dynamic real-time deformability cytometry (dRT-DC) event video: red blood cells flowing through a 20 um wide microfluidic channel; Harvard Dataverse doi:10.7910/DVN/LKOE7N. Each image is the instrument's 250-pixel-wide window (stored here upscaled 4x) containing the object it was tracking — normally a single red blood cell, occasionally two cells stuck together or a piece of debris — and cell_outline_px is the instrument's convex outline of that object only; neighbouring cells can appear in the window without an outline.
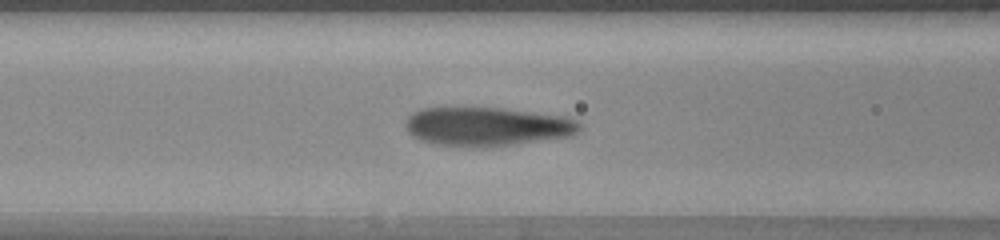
{"species": "human", "species_latin": "Homo sapiens", "temperature_condition": "warm", "stored_images_in_passage": 38, "camera_frame_rate_fps": 3000, "um_per_image_px": 0.085, "donor": {"sex": "female"}, "frame": {"image": 1, "passage_image": 9, "time_ms": 2.667, "image_size_px": [1000, 240], "cell_outline_px": [[580, 132], [572, 136], [488, 148], [476, 148], [432, 144], [420, 140], [412, 136], [408, 132], [404, 124], [408, 116], [412, 112], [424, 108], [444, 104], [504, 108], [568, 116], [576, 120], [580, 124]], "centroid_in_image_um": [41.34, 10.72], "position_along_channel_um": 125.3, "area_um2": 41.33}}
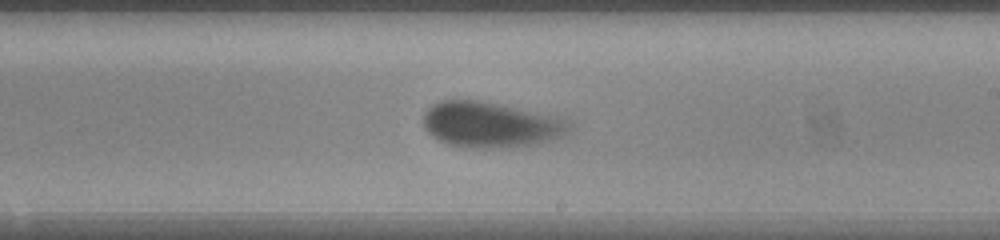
{"frame": {"image": 2, "passage_image": 18, "time_ms": 5.667, "image_size_px": [1000, 240], "cell_outline_px": [[572, 132], [564, 136], [552, 140], [536, 144], [508, 148], [468, 148], [448, 144], [432, 136], [424, 128], [424, 112], [432, 104], [440, 100], [476, 100], [556, 116], [572, 124]], "centroid_in_image_um": [41.72, 10.62], "position_along_channel_um": 247.3, "area_um2": 38.9}}
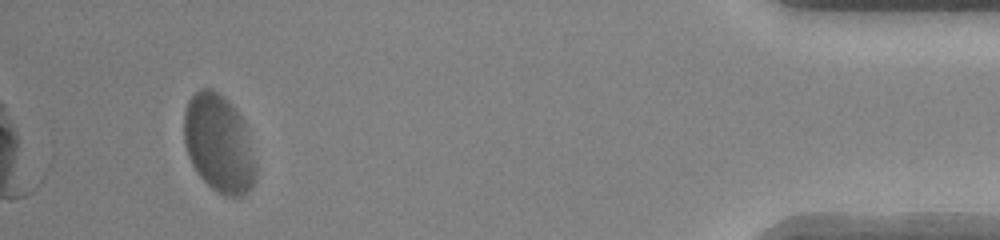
{"frame": {"image": 3, "passage_image": 35, "time_ms": 11.333, "image_size_px": [1000, 240], "cell_outline_px": [[256, 176], [248, 192], [244, 196], [224, 196], [216, 192], [200, 176], [192, 164], [188, 156], [184, 140], [184, 112], [188, 100], [200, 88], [212, 88], [228, 100], [240, 116], [244, 124], [256, 164]], "centroid_in_image_um": [18.59, 12.21], "position_along_channel_um": 416.6, "area_um2": 40.75}, "authors_computed_cell_mechanics": {"area_um2": 39.5352, "velocity_mm_per_s": 4.0745, "shape_relaxation_time_tau1_ms": 3.0226, "shape_relaxation_time_tau2_ms": null, "deformation_change_tau1": 0.1553, "deformation_change_tau2": null}}